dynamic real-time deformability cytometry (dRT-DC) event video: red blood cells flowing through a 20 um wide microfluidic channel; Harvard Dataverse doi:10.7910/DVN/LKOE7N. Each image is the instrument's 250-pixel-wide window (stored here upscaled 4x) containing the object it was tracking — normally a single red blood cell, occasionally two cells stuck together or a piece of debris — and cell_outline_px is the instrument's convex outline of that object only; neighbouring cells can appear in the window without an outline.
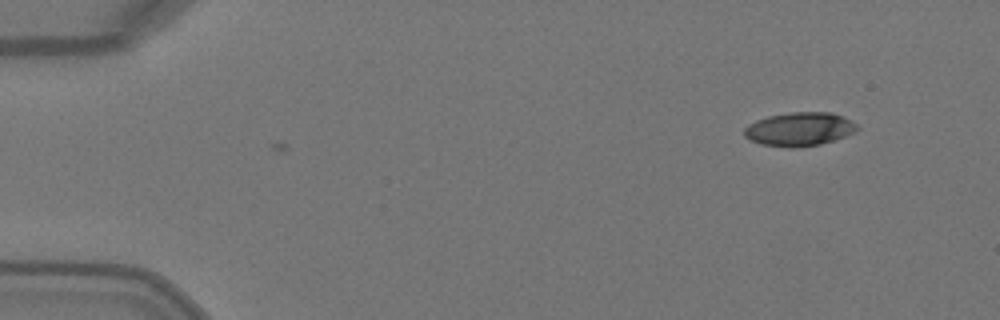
{"species": "Egyptian fruit bat (a non-hibernating species)", "species_latin": "Rousettus aegyptiacus", "temperature_condition": "warm", "stored_images_in_passage": 6, "camera_frame_rate_fps": 3000, "um_per_image_px": 0.085, "animal": {"sex": "female"}, "frame": {"image": 1, "passage_image": 6, "time_ms": 1.667, "image_size_px": [1000, 320], "cell_outline_px": [[860, 128], [856, 132], [820, 144], [796, 148], [792, 148], [760, 144], [748, 140], [744, 136], [744, 128], [748, 124], [756, 120], [768, 116], [792, 112], [832, 112], [844, 116], [856, 124]], "centroid_in_image_um": [67.94, 10.98], "position_along_channel_um": 17.1, "area_um2": 22.31}}